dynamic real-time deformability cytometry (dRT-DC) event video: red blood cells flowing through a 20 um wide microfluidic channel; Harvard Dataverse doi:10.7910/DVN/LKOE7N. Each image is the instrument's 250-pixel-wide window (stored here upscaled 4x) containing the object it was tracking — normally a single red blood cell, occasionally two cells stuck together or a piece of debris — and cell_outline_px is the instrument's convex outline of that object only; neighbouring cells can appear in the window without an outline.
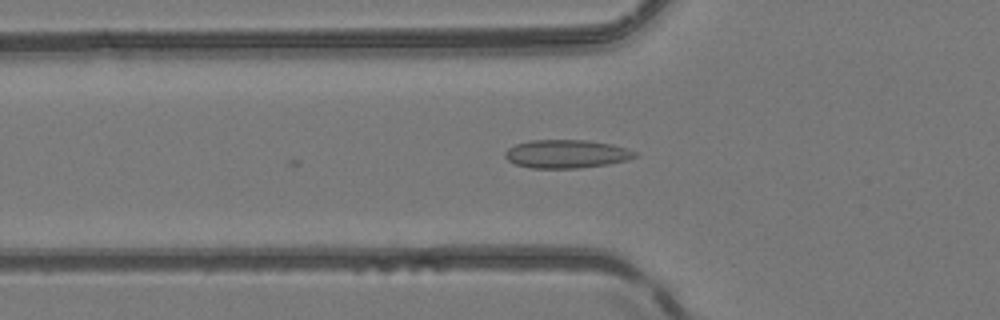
{"species": "common noctule bat (a hibernating species)", "species_latin": "Nyctalus noctula", "temperature_condition": "room temperature", "stored_images_in_passage": 36, "camera_frame_rate_fps": 3000, "um_per_image_px": 0.085, "animal": {"sex": "female", "body_mass_g": 24.6, "forearm_length_mm": 56.2}, "frame": {"image": 1, "passage_image": 4, "time_ms": 1.0, "image_size_px": [1000, 320], "cell_outline_px": [[636, 156], [628, 160], [608, 164], [580, 168], [532, 168], [516, 164], [508, 160], [504, 156], [504, 152], [508, 148], [516, 144], [528, 140], [588, 140], [612, 144], [636, 152]], "centroid_in_image_um": [48.12, 13.08], "position_along_channel_um": 77.7, "area_um2": 21.44}}
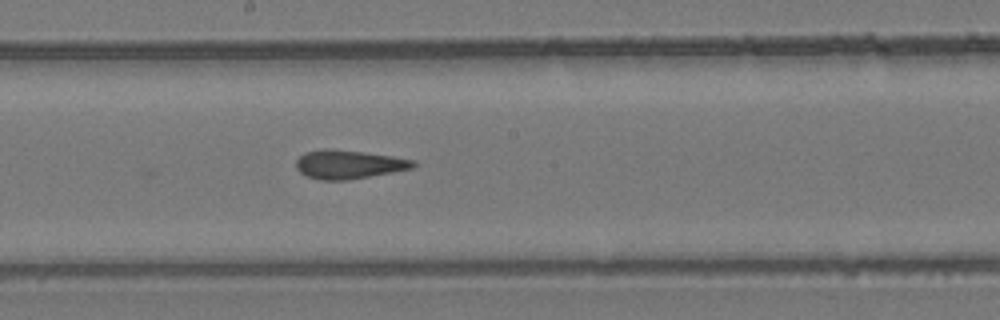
{"frame": {"image": 2, "passage_image": 14, "time_ms": 4.333, "image_size_px": [1000, 320], "cell_outline_px": [[420, 164], [412, 168], [392, 172], [348, 180], [320, 180], [308, 176], [300, 172], [296, 168], [296, 160], [304, 152], [324, 148], [328, 148], [364, 152], [392, 156], [416, 160]], "centroid_in_image_um": [29.66, 13.96], "position_along_channel_um": 218.5, "area_um2": 19.71}}
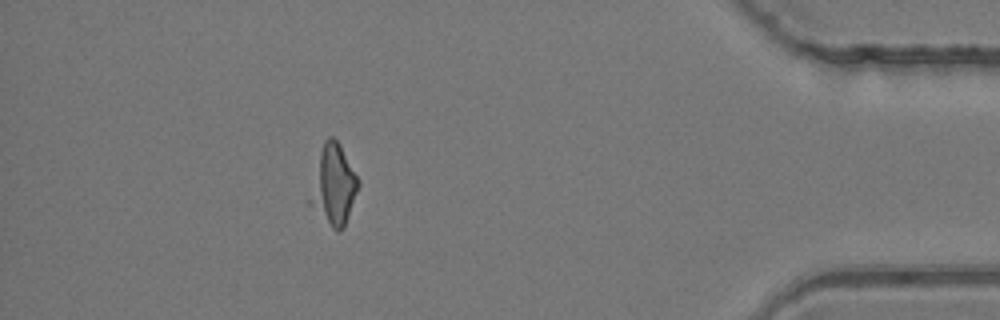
{"frame": {"image": 3, "passage_image": 31, "time_ms": 10.0, "image_size_px": [1000, 320], "cell_outline_px": [[360, 184], [344, 228], [336, 232], [304, 200], [324, 140], [328, 136], [332, 136], [340, 144], [360, 180]], "centroid_in_image_um": [28.3, 15.74], "position_along_channel_um": 406.9, "area_um2": 23.06}}